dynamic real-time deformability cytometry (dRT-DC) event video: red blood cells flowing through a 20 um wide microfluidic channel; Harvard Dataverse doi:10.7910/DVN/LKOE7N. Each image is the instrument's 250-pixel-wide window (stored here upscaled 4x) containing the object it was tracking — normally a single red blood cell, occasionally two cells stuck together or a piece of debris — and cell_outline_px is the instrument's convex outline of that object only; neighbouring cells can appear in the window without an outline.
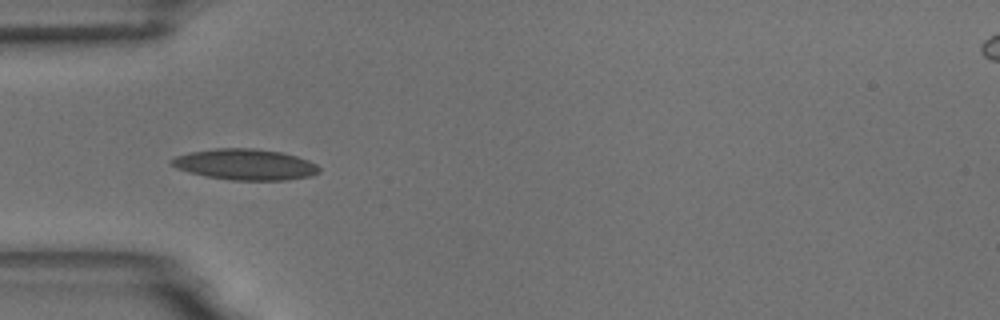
{"species": "common noctule bat (a hibernating species)", "species_latin": "Nyctalus noctula", "temperature_condition": "room temperature", "stored_images_in_passage": 39, "camera_frame_rate_fps": 3000, "um_per_image_px": 0.085, "animal": {"sex": "male", "body_mass_g": 18.8}, "frame": {"image": 1, "passage_image": 1, "time_ms": 0.0, "image_size_px": [1000, 320], "cell_outline_px": [[320, 172], [312, 176], [288, 180], [228, 180], [188, 172], [176, 168], [168, 164], [168, 160], [176, 156], [188, 152], [216, 148], [252, 148], [280, 152], [296, 156], [308, 160], [316, 164], [320, 168]], "centroid_in_image_um": [20.81, 13.98], "position_along_channel_um": 64.2, "area_um2": 26.82}}
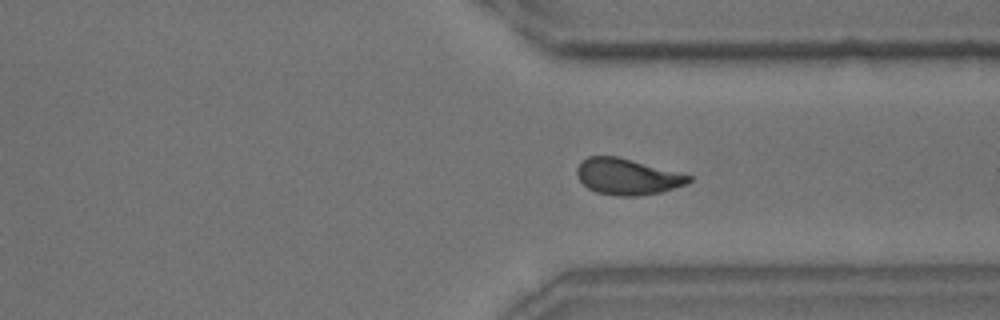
{"frame": {"image": 2, "passage_image": 25, "time_ms": 8.0, "image_size_px": [1000, 320], "cell_outline_px": [[692, 180], [688, 184], [660, 192], [636, 196], [616, 196], [596, 192], [588, 188], [580, 180], [576, 172], [576, 168], [588, 156], [620, 156], [692, 176]], "centroid_in_image_um": [53.33, 15.01], "position_along_channel_um": 358.1, "area_um2": 23.52}}
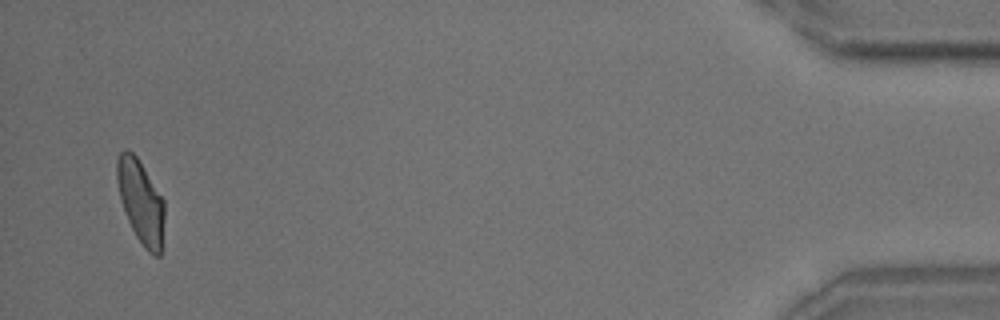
{"frame": {"image": 3, "passage_image": 37, "time_ms": 12.0, "image_size_px": [1000, 320], "cell_outline_px": [[164, 220], [160, 256], [156, 256], [148, 252], [144, 248], [136, 236], [124, 212], [120, 200], [116, 180], [116, 160], [120, 152], [124, 148], [128, 148], [136, 156], [164, 200]], "centroid_in_image_um": [11.94, 17.12], "position_along_channel_um": 423.3, "area_um2": 23.12}, "authors_computed_cell_mechanics": {"area_um2": 23.8136, "velocity_mm_per_s": 3.6749, "shape_relaxation_time_tau1_ms": 4.3143, "shape_relaxation_time_tau2_ms": 1.9928, "deformation_change_tau1": 0.1438, "deformation_change_tau2": 0.092}}